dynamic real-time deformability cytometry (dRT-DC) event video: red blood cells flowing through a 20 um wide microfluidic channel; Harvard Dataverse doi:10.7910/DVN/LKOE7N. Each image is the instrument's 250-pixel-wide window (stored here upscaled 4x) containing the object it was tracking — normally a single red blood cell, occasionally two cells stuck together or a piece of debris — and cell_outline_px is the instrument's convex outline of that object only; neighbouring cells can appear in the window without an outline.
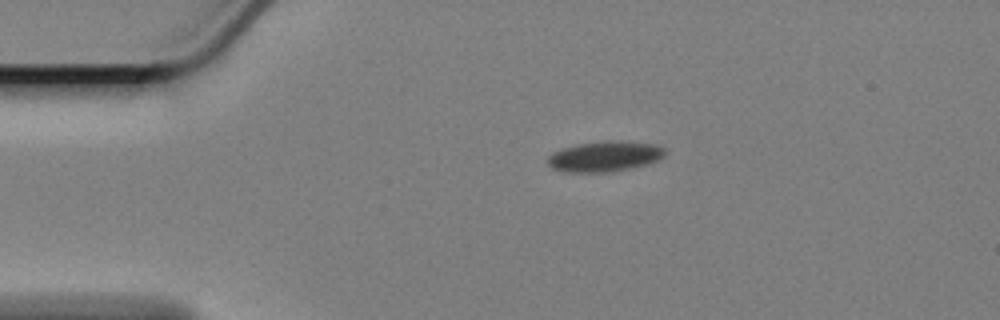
{"species": "Egyptian fruit bat (a non-hibernating species)", "species_latin": "Rousettus aegyptiacus", "temperature_condition": "cold", "stored_images_in_passage": 49, "camera_frame_rate_fps": 3000, "um_per_image_px": 0.085, "animal": {"sex": "female"}, "frame": {"image": 1, "passage_image": 1, "time_ms": 0.0, "image_size_px": [1000, 320], "cell_outline_px": [[664, 156], [660, 160], [648, 164], [612, 172], [564, 172], [552, 168], [548, 164], [548, 156], [552, 152], [564, 148], [580, 144], [608, 140], [620, 140], [656, 144], [664, 148]], "centroid_in_image_um": [51.43, 13.29], "position_along_channel_um": 33.6, "area_um2": 20.92}}
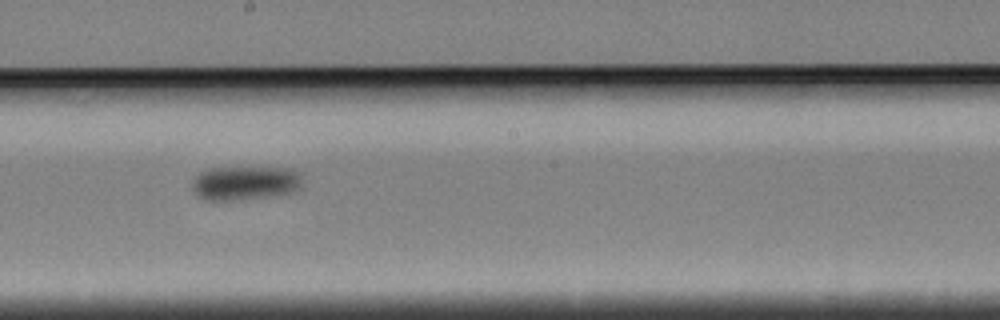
{"frame": {"image": 2, "passage_image": 22, "time_ms": 7.0, "image_size_px": [1000, 320], "cell_outline_px": [[300, 188], [288, 192], [228, 200], [208, 200], [200, 196], [192, 188], [192, 184], [196, 176], [204, 168], [296, 168], [300, 172]], "centroid_in_image_um": [20.81, 15.51], "position_along_channel_um": 227.4, "area_um2": 21.15}}
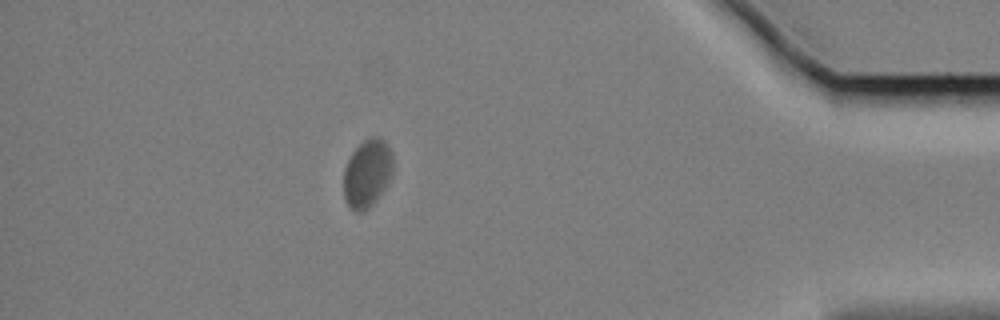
{"frame": {"image": 3, "passage_image": 42, "time_ms": 13.667, "image_size_px": [1000, 320], "cell_outline_px": [[392, 172], [384, 188], [372, 204], [368, 208], [360, 212], [356, 212], [348, 204], [344, 196], [344, 168], [352, 152], [364, 140], [372, 136], [380, 136], [388, 144], [392, 152]], "centroid_in_image_um": [31.22, 14.69], "position_along_channel_um": 404.0, "area_um2": 19.31}, "authors_computed_cell_mechanics": {"area_um2": 20.6346, "velocity_mm_per_s": 3.3183, "shape_relaxation_time_tau1_ms": 1.7835, "shape_relaxation_time_tau2_ms": null, "deformation_change_tau1": 0.0637, "deformation_change_tau2": null}}